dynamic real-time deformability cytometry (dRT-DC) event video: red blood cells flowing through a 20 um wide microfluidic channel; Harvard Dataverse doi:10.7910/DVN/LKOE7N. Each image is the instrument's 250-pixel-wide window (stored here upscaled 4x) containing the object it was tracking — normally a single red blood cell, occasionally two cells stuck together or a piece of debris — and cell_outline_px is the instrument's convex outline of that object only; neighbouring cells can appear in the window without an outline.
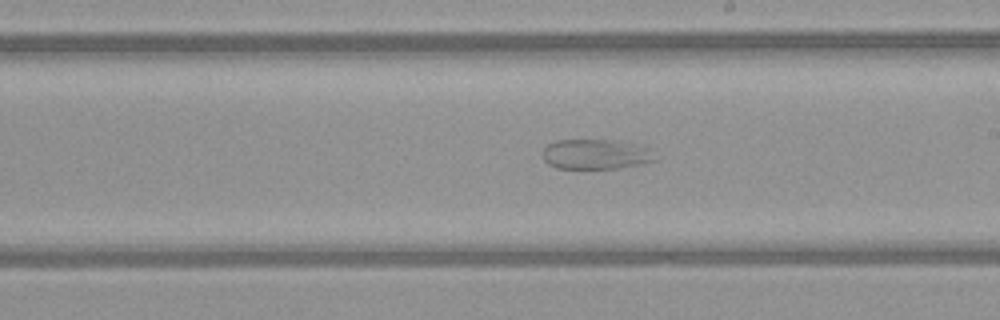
{"species": "common noctule bat (a hibernating species)", "species_latin": "Nyctalus noctula", "temperature_condition": "warm", "stored_images_in_passage": 49, "camera_frame_rate_fps": 3000, "um_per_image_px": 0.085, "animal": {"sex": "female", "body_mass_g": 21.9}, "frame": {"image": 1, "passage_image": 28, "time_ms": 9.0, "image_size_px": [1000, 320], "cell_outline_px": [[656, 160], [640, 164], [620, 168], [556, 168], [548, 164], [544, 160], [544, 148], [548, 144], [556, 140], [612, 140], [636, 144], [652, 148]], "centroid_in_image_um": [50.67, 13.1], "position_along_channel_um": 238.3, "area_um2": 19.65}}
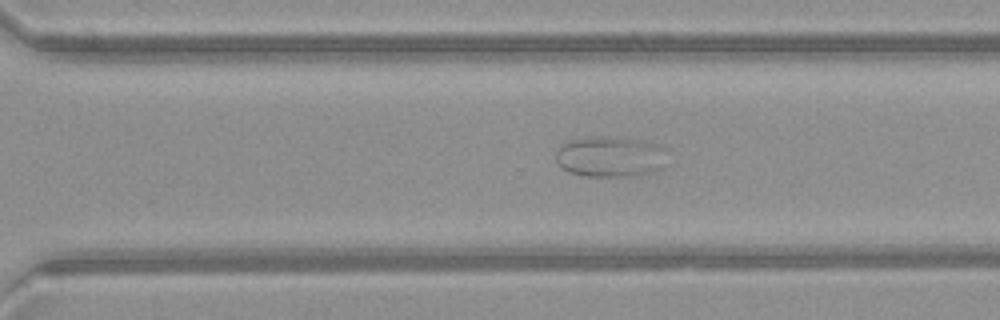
{"frame": {"image": 2, "passage_image": 34, "time_ms": 11.0, "image_size_px": [1000, 320], "cell_outline_px": [[668, 164], [664, 168], [632, 176], [584, 176], [568, 172], [560, 168], [556, 160], [556, 148], [560, 144], [568, 140], [600, 136], [640, 140], [656, 144], [664, 148]], "centroid_in_image_um": [51.85, 13.32], "position_along_channel_um": 318.8, "area_um2": 26.7}}
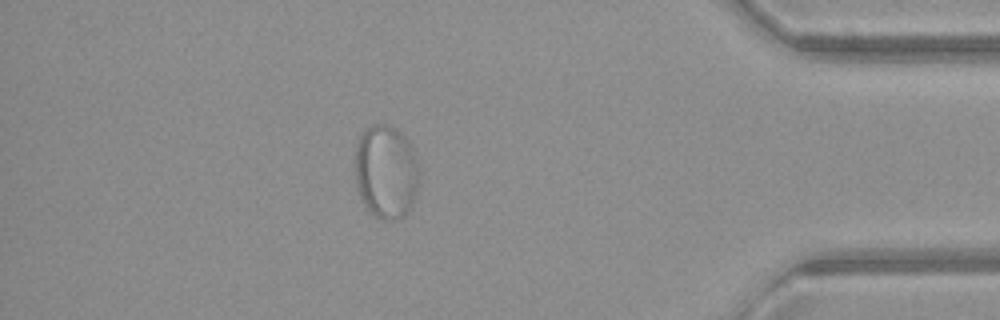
{"frame": {"image": 3, "passage_image": 43, "time_ms": 14.0, "image_size_px": [1000, 320], "cell_outline_px": [[420, 172], [416, 192], [412, 204], [404, 216], [400, 220], [380, 220], [368, 212], [356, 188], [356, 144], [360, 136], [372, 124], [388, 124], [400, 132], [408, 140], [412, 148]], "centroid_in_image_um": [32.81, 14.64], "position_along_channel_um": 402.4, "area_um2": 35.26}}